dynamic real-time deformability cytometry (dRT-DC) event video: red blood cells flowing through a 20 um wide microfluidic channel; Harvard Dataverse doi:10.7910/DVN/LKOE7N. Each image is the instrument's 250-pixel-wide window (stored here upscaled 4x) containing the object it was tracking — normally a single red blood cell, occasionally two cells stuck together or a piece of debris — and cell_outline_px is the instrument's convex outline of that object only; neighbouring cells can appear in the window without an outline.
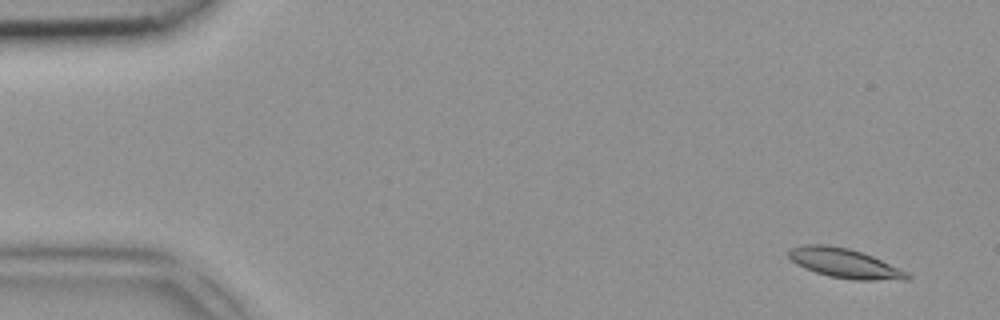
{"species": "common noctule bat (a hibernating species)", "species_latin": "Nyctalus noctula", "temperature_condition": "room temperature", "stored_images_in_passage": 3, "camera_frame_rate_fps": 3000, "um_per_image_px": 0.085, "animal": {"sex": "female", "body_mass_g": 18.4}, "frame": {"image": 1, "passage_image": 1, "time_ms": 0.0, "image_size_px": [1000, 320], "cell_outline_px": [[912, 276], [908, 280], [856, 280], [828, 276], [804, 268], [796, 264], [788, 256], [788, 248], [804, 244], [824, 244], [848, 248], [872, 256], [908, 272]], "centroid_in_image_um": [71.78, 22.38], "position_along_channel_um": 13.2, "area_um2": 20.4}}
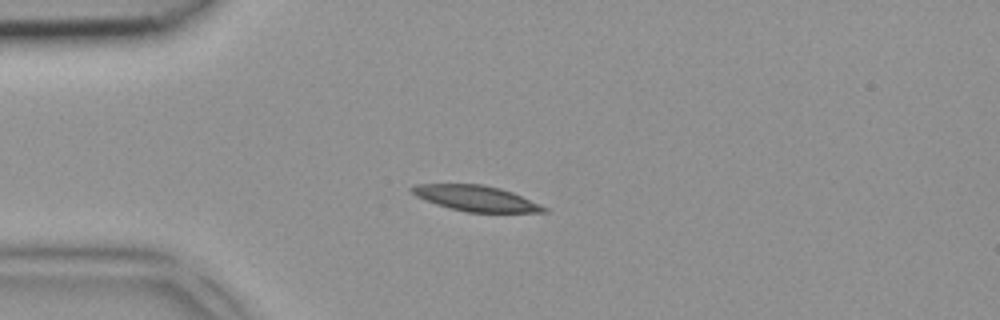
{"frame": {"image": 2, "passage_image": 3, "time_ms": 0.667, "image_size_px": [1000, 320], "cell_outline_px": [[548, 212], [468, 212], [448, 208], [436, 204], [416, 196], [408, 188], [416, 184], [480, 184], [500, 188], [512, 192], [548, 208]], "centroid_in_image_um": [40.43, 16.85], "position_along_channel_um": 44.6, "area_um2": 19.54}}